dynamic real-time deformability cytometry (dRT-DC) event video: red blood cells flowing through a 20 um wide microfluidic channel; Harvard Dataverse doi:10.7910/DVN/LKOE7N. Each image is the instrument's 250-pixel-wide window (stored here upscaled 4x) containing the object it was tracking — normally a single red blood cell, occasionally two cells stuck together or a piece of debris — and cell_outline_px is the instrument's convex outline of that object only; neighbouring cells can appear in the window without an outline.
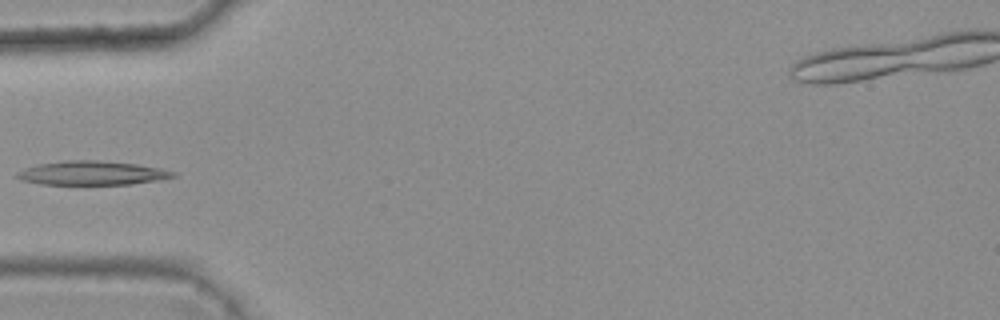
{"species": "common noctule bat (a hibernating species)", "species_latin": "Nyctalus noctula", "temperature_condition": "warm", "stored_images_in_passage": 4, "camera_frame_rate_fps": 3000, "um_per_image_px": 0.085, "animal": {"sex": "female", "body_mass_g": 25.1}, "frame": {"image": 1, "passage_image": 4, "time_ms": 1.0, "image_size_px": [1000, 320], "cell_outline_px": [[176, 176], [160, 180], [132, 184], [44, 184], [20, 180], [16, 176], [16, 172], [24, 168], [40, 164], [64, 160], [96, 160], [136, 164], [160, 168], [176, 172]], "centroid_in_image_um": [7.83, 14.7], "position_along_channel_um": 77.2, "area_um2": 21.73}}